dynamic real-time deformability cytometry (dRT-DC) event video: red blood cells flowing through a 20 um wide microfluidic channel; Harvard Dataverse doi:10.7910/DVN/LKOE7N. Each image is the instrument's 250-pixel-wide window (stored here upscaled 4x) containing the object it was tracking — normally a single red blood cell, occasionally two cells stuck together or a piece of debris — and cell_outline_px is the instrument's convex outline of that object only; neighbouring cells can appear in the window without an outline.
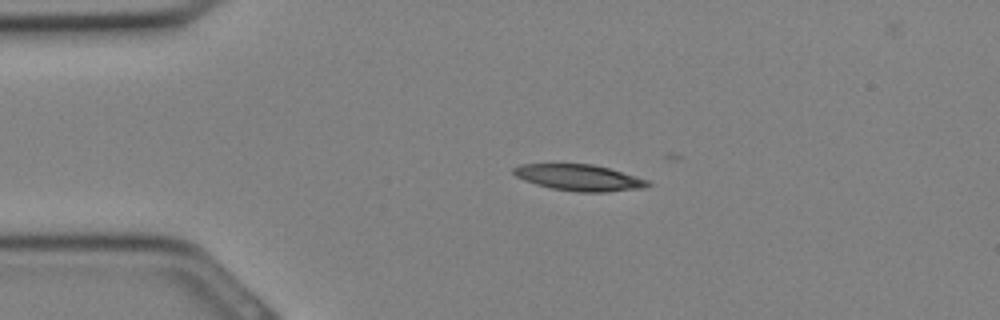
{"species": "Egyptian fruit bat (a non-hibernating species)", "species_latin": "Rousettus aegyptiacus", "temperature_condition": "cold", "stored_images_in_passage": 21, "camera_frame_rate_fps": 3000, "um_per_image_px": 0.085, "animal": {"sex": "female"}, "frame": {"image": 1, "passage_image": 1, "time_ms": 0.0, "image_size_px": [1000, 320], "cell_outline_px": [[652, 184], [644, 188], [604, 192], [580, 192], [552, 188], [536, 184], [524, 180], [516, 176], [512, 172], [512, 168], [520, 164], [592, 164], [608, 168], [648, 180]], "centroid_in_image_um": [49.21, 15.09], "position_along_channel_um": 35.8, "area_um2": 20.35}}
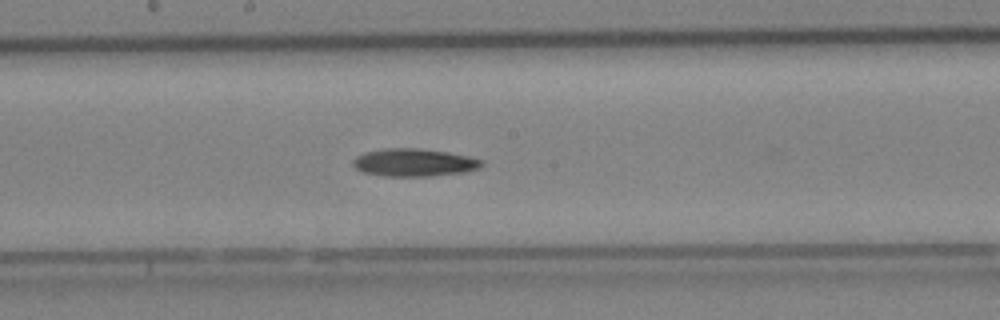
{"frame": {"image": 2, "passage_image": 11, "time_ms": 3.333, "image_size_px": [1000, 320], "cell_outline_px": [[484, 164], [480, 168], [464, 172], [432, 176], [380, 176], [364, 172], [356, 168], [352, 164], [352, 160], [356, 156], [364, 152], [384, 148], [416, 148], [448, 152], [468, 156], [484, 160]], "centroid_in_image_um": [35.2, 13.81], "position_along_channel_um": 213.0, "area_um2": 20.98}}
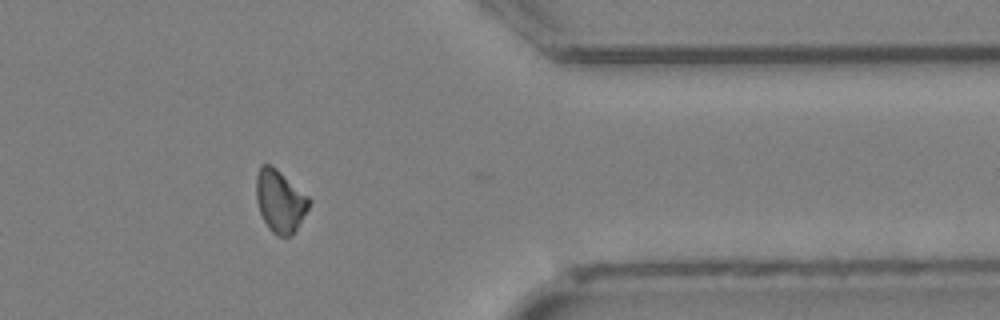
{"frame": {"image": 3, "passage_image": 20, "time_ms": 6.333, "image_size_px": [1000, 320], "cell_outline_px": [[312, 200], [308, 208], [292, 236], [276, 236], [268, 228], [260, 212], [256, 200], [256, 176], [260, 164], [272, 164], [308, 196]], "centroid_in_image_um": [23.79, 17.08], "position_along_channel_um": 387.6, "area_um2": 19.25}}